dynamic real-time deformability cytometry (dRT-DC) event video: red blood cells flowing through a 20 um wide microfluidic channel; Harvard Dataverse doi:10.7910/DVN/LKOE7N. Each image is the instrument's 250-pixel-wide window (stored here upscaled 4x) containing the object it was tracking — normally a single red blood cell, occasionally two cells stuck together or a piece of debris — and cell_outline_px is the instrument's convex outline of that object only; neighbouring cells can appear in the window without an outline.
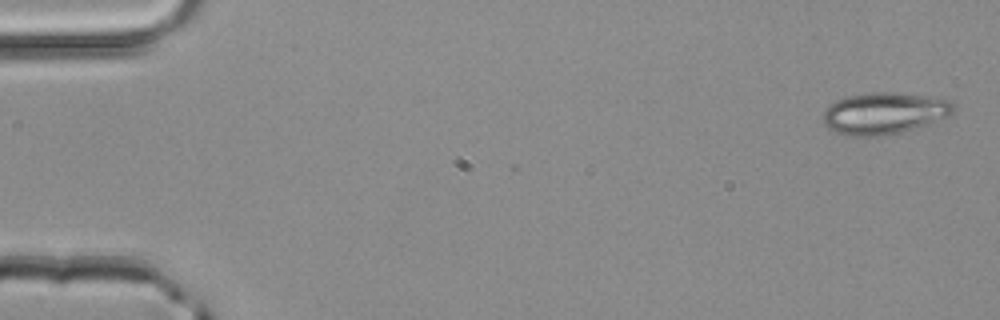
{"species": "common noctule bat (a hibernating species)", "species_latin": "Nyctalus noctula", "temperature_condition": "room temperature", "stored_images_in_passage": 4, "camera_frame_rate_fps": 3000, "um_per_image_px": 0.085, "animal": {"sex": "male", "body_mass_g": 20.4}, "frame": {"image": 1, "passage_image": 1, "time_ms": 0.0, "image_size_px": [1000, 320], "cell_outline_px": [[956, 108], [948, 116], [936, 124], [900, 132], [880, 136], [852, 136], [836, 132], [828, 128], [824, 124], [824, 112], [836, 100], [848, 96], [868, 92], [892, 92], [952, 100]], "centroid_in_image_um": [75.22, 9.64], "position_along_channel_um": 9.8, "area_um2": 31.85}}